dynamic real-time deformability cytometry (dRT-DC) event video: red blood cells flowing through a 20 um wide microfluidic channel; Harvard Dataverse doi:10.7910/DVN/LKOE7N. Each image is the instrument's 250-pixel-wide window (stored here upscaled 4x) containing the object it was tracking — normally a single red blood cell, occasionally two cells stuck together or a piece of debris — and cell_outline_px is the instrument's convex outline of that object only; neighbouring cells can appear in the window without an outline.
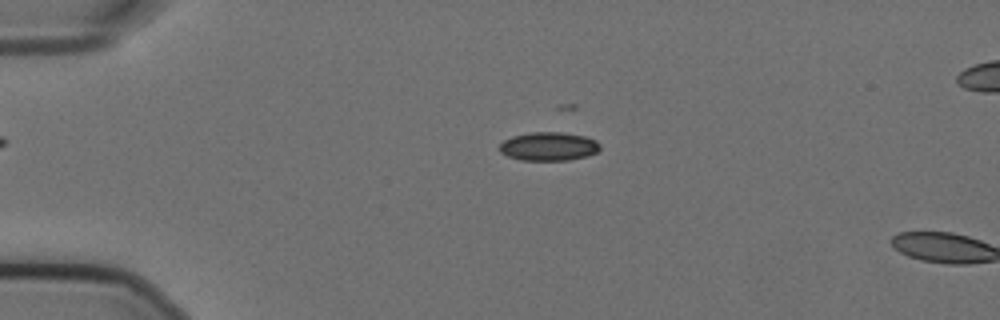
{"species": "Egyptian fruit bat (a non-hibernating species)", "species_latin": "Rousettus aegyptiacus", "temperature_condition": "cold", "stored_images_in_passage": 15, "camera_frame_rate_fps": 3000, "um_per_image_px": 0.085, "animal": {"sex": "female"}, "frame": {"image": 1, "passage_image": 13, "time_ms": 4.0, "image_size_px": [1000, 320], "cell_outline_px": [[600, 148], [596, 152], [588, 156], [568, 160], [520, 160], [508, 156], [500, 152], [496, 148], [504, 140], [512, 136], [532, 132], [564, 132], [584, 136], [596, 140], [600, 144]], "centroid_in_image_um": [46.62, 12.44], "position_along_channel_um": 38.4, "area_um2": 16.88}}